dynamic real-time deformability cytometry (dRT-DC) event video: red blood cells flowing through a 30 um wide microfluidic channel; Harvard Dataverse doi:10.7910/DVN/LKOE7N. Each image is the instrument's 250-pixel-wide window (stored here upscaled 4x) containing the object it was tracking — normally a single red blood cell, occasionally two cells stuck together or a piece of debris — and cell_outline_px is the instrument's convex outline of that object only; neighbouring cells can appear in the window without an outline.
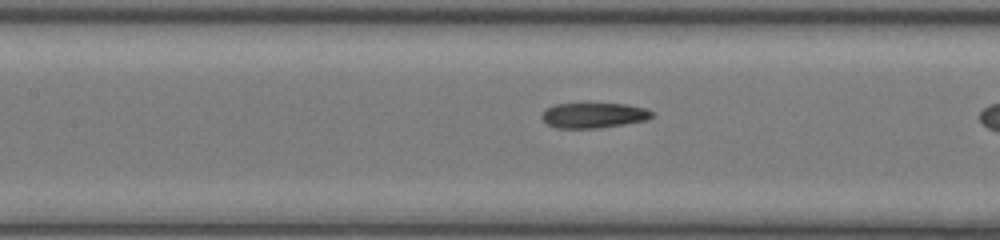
{"species": "common noctule bat (a hibernating species)", "species_latin": "Nyctalus noctula", "temperature_condition": "room temperature", "stored_images_in_passage": 11, "camera_frame_rate_fps": 3000, "um_per_image_px": 0.085, "animal": {"sex": "female", "body_mass_g": 17.0, "forearm_length_mm": 48.0}, "frame": {"image": 1, "passage_image": 10, "time_ms": 3.0, "image_size_px": [1000, 240], "cell_outline_px": [[652, 116], [648, 120], [624, 124], [596, 128], [556, 128], [548, 124], [540, 116], [544, 108], [556, 104], [628, 104], [644, 108], [652, 112]], "centroid_in_image_um": [50.43, 9.8], "position_along_channel_um": 157.0, "area_um2": 16.13}}